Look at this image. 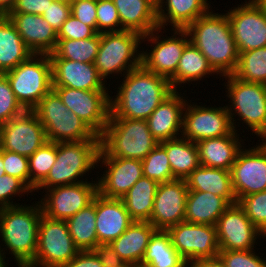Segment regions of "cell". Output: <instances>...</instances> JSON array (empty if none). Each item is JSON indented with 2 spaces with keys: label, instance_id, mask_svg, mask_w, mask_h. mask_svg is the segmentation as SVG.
Here are the masks:
<instances>
[{
  "label": "cell",
  "instance_id": "62",
  "mask_svg": "<svg viewBox=\"0 0 266 267\" xmlns=\"http://www.w3.org/2000/svg\"><path fill=\"white\" fill-rule=\"evenodd\" d=\"M262 141L266 143V136L262 139Z\"/></svg>",
  "mask_w": 266,
  "mask_h": 267
},
{
  "label": "cell",
  "instance_id": "4",
  "mask_svg": "<svg viewBox=\"0 0 266 267\" xmlns=\"http://www.w3.org/2000/svg\"><path fill=\"white\" fill-rule=\"evenodd\" d=\"M224 80L225 92L227 93L225 97L227 96L229 101L228 105H225L233 129L239 132L240 128H237L240 127V123L243 126L246 124L247 131H251V135H256L262 140L266 136V85L246 82L233 75L223 76L222 82Z\"/></svg>",
  "mask_w": 266,
  "mask_h": 267
},
{
  "label": "cell",
  "instance_id": "50",
  "mask_svg": "<svg viewBox=\"0 0 266 267\" xmlns=\"http://www.w3.org/2000/svg\"><path fill=\"white\" fill-rule=\"evenodd\" d=\"M71 15L70 3L52 1L47 6L46 12L42 15L49 25L58 33L62 24Z\"/></svg>",
  "mask_w": 266,
  "mask_h": 267
},
{
  "label": "cell",
  "instance_id": "11",
  "mask_svg": "<svg viewBox=\"0 0 266 267\" xmlns=\"http://www.w3.org/2000/svg\"><path fill=\"white\" fill-rule=\"evenodd\" d=\"M79 252L66 221L51 219L42 214L38 226L36 255L27 267H63Z\"/></svg>",
  "mask_w": 266,
  "mask_h": 267
},
{
  "label": "cell",
  "instance_id": "22",
  "mask_svg": "<svg viewBox=\"0 0 266 267\" xmlns=\"http://www.w3.org/2000/svg\"><path fill=\"white\" fill-rule=\"evenodd\" d=\"M183 94L174 90L146 119L150 132L159 143L182 135L183 112L189 97Z\"/></svg>",
  "mask_w": 266,
  "mask_h": 267
},
{
  "label": "cell",
  "instance_id": "45",
  "mask_svg": "<svg viewBox=\"0 0 266 267\" xmlns=\"http://www.w3.org/2000/svg\"><path fill=\"white\" fill-rule=\"evenodd\" d=\"M24 194H27V197L33 196V192L20 179L7 174L0 176V208L20 205L21 203L13 201L17 198H13L25 197Z\"/></svg>",
  "mask_w": 266,
  "mask_h": 267
},
{
  "label": "cell",
  "instance_id": "21",
  "mask_svg": "<svg viewBox=\"0 0 266 267\" xmlns=\"http://www.w3.org/2000/svg\"><path fill=\"white\" fill-rule=\"evenodd\" d=\"M188 191L185 180L159 183L149 222L157 230L167 231L184 221Z\"/></svg>",
  "mask_w": 266,
  "mask_h": 267
},
{
  "label": "cell",
  "instance_id": "39",
  "mask_svg": "<svg viewBox=\"0 0 266 267\" xmlns=\"http://www.w3.org/2000/svg\"><path fill=\"white\" fill-rule=\"evenodd\" d=\"M232 75L246 82L266 85V46L239 53L238 64Z\"/></svg>",
  "mask_w": 266,
  "mask_h": 267
},
{
  "label": "cell",
  "instance_id": "57",
  "mask_svg": "<svg viewBox=\"0 0 266 267\" xmlns=\"http://www.w3.org/2000/svg\"><path fill=\"white\" fill-rule=\"evenodd\" d=\"M6 255L3 254L1 251H0V267H8V263H5V262H8L6 261Z\"/></svg>",
  "mask_w": 266,
  "mask_h": 267
},
{
  "label": "cell",
  "instance_id": "3",
  "mask_svg": "<svg viewBox=\"0 0 266 267\" xmlns=\"http://www.w3.org/2000/svg\"><path fill=\"white\" fill-rule=\"evenodd\" d=\"M23 204L0 208V251L8 256L10 254L18 267H27L36 255L42 216L39 201L31 205H26L25 201Z\"/></svg>",
  "mask_w": 266,
  "mask_h": 267
},
{
  "label": "cell",
  "instance_id": "56",
  "mask_svg": "<svg viewBox=\"0 0 266 267\" xmlns=\"http://www.w3.org/2000/svg\"><path fill=\"white\" fill-rule=\"evenodd\" d=\"M5 169H4V164H3V150L0 149V176L5 175Z\"/></svg>",
  "mask_w": 266,
  "mask_h": 267
},
{
  "label": "cell",
  "instance_id": "44",
  "mask_svg": "<svg viewBox=\"0 0 266 267\" xmlns=\"http://www.w3.org/2000/svg\"><path fill=\"white\" fill-rule=\"evenodd\" d=\"M255 250H220L218 256L225 267H266L264 253L261 255L259 251V254H257Z\"/></svg>",
  "mask_w": 266,
  "mask_h": 267
},
{
  "label": "cell",
  "instance_id": "20",
  "mask_svg": "<svg viewBox=\"0 0 266 267\" xmlns=\"http://www.w3.org/2000/svg\"><path fill=\"white\" fill-rule=\"evenodd\" d=\"M97 168L105 169L96 178L98 193L106 198L121 199L143 176L142 160L138 159L98 157Z\"/></svg>",
  "mask_w": 266,
  "mask_h": 267
},
{
  "label": "cell",
  "instance_id": "53",
  "mask_svg": "<svg viewBox=\"0 0 266 267\" xmlns=\"http://www.w3.org/2000/svg\"><path fill=\"white\" fill-rule=\"evenodd\" d=\"M63 267H103V265L93 251H80Z\"/></svg>",
  "mask_w": 266,
  "mask_h": 267
},
{
  "label": "cell",
  "instance_id": "24",
  "mask_svg": "<svg viewBox=\"0 0 266 267\" xmlns=\"http://www.w3.org/2000/svg\"><path fill=\"white\" fill-rule=\"evenodd\" d=\"M5 16L33 54L49 55L54 52L58 43L57 32L42 15L6 13Z\"/></svg>",
  "mask_w": 266,
  "mask_h": 267
},
{
  "label": "cell",
  "instance_id": "48",
  "mask_svg": "<svg viewBox=\"0 0 266 267\" xmlns=\"http://www.w3.org/2000/svg\"><path fill=\"white\" fill-rule=\"evenodd\" d=\"M96 33L92 27L70 15L58 31L57 39L82 40L93 37Z\"/></svg>",
  "mask_w": 266,
  "mask_h": 267
},
{
  "label": "cell",
  "instance_id": "54",
  "mask_svg": "<svg viewBox=\"0 0 266 267\" xmlns=\"http://www.w3.org/2000/svg\"><path fill=\"white\" fill-rule=\"evenodd\" d=\"M186 267H225L219 256L186 262Z\"/></svg>",
  "mask_w": 266,
  "mask_h": 267
},
{
  "label": "cell",
  "instance_id": "55",
  "mask_svg": "<svg viewBox=\"0 0 266 267\" xmlns=\"http://www.w3.org/2000/svg\"><path fill=\"white\" fill-rule=\"evenodd\" d=\"M17 0H0V11L5 15L16 4Z\"/></svg>",
  "mask_w": 266,
  "mask_h": 267
},
{
  "label": "cell",
  "instance_id": "60",
  "mask_svg": "<svg viewBox=\"0 0 266 267\" xmlns=\"http://www.w3.org/2000/svg\"><path fill=\"white\" fill-rule=\"evenodd\" d=\"M262 3H263V5L266 7V0H260Z\"/></svg>",
  "mask_w": 266,
  "mask_h": 267
},
{
  "label": "cell",
  "instance_id": "12",
  "mask_svg": "<svg viewBox=\"0 0 266 267\" xmlns=\"http://www.w3.org/2000/svg\"><path fill=\"white\" fill-rule=\"evenodd\" d=\"M244 2L224 10L239 53L266 46V7L260 0Z\"/></svg>",
  "mask_w": 266,
  "mask_h": 267
},
{
  "label": "cell",
  "instance_id": "6",
  "mask_svg": "<svg viewBox=\"0 0 266 267\" xmlns=\"http://www.w3.org/2000/svg\"><path fill=\"white\" fill-rule=\"evenodd\" d=\"M158 143L146 120L109 118L104 132L100 135L98 157L143 160Z\"/></svg>",
  "mask_w": 266,
  "mask_h": 267
},
{
  "label": "cell",
  "instance_id": "25",
  "mask_svg": "<svg viewBox=\"0 0 266 267\" xmlns=\"http://www.w3.org/2000/svg\"><path fill=\"white\" fill-rule=\"evenodd\" d=\"M129 212L122 199L106 198L96 194V233L98 245L111 243L131 224Z\"/></svg>",
  "mask_w": 266,
  "mask_h": 267
},
{
  "label": "cell",
  "instance_id": "19",
  "mask_svg": "<svg viewBox=\"0 0 266 267\" xmlns=\"http://www.w3.org/2000/svg\"><path fill=\"white\" fill-rule=\"evenodd\" d=\"M47 138L42 123L32 110H25L0 125V149L30 157Z\"/></svg>",
  "mask_w": 266,
  "mask_h": 267
},
{
  "label": "cell",
  "instance_id": "15",
  "mask_svg": "<svg viewBox=\"0 0 266 267\" xmlns=\"http://www.w3.org/2000/svg\"><path fill=\"white\" fill-rule=\"evenodd\" d=\"M52 88L68 110L74 112L97 135L100 136L104 132L111 114L110 91H87L70 87Z\"/></svg>",
  "mask_w": 266,
  "mask_h": 267
},
{
  "label": "cell",
  "instance_id": "30",
  "mask_svg": "<svg viewBox=\"0 0 266 267\" xmlns=\"http://www.w3.org/2000/svg\"><path fill=\"white\" fill-rule=\"evenodd\" d=\"M230 205L224 197L211 192L188 191L184 221L215 226Z\"/></svg>",
  "mask_w": 266,
  "mask_h": 267
},
{
  "label": "cell",
  "instance_id": "52",
  "mask_svg": "<svg viewBox=\"0 0 266 267\" xmlns=\"http://www.w3.org/2000/svg\"><path fill=\"white\" fill-rule=\"evenodd\" d=\"M51 2V0H17L13 8L7 13L43 15Z\"/></svg>",
  "mask_w": 266,
  "mask_h": 267
},
{
  "label": "cell",
  "instance_id": "36",
  "mask_svg": "<svg viewBox=\"0 0 266 267\" xmlns=\"http://www.w3.org/2000/svg\"><path fill=\"white\" fill-rule=\"evenodd\" d=\"M69 233L80 251H92L98 245L96 233V195L92 202L66 220Z\"/></svg>",
  "mask_w": 266,
  "mask_h": 267
},
{
  "label": "cell",
  "instance_id": "34",
  "mask_svg": "<svg viewBox=\"0 0 266 267\" xmlns=\"http://www.w3.org/2000/svg\"><path fill=\"white\" fill-rule=\"evenodd\" d=\"M159 144L166 150L174 179L185 180L200 165L195 142L181 136Z\"/></svg>",
  "mask_w": 266,
  "mask_h": 267
},
{
  "label": "cell",
  "instance_id": "14",
  "mask_svg": "<svg viewBox=\"0 0 266 267\" xmlns=\"http://www.w3.org/2000/svg\"><path fill=\"white\" fill-rule=\"evenodd\" d=\"M70 185H59L41 191L43 198L38 199L42 214L51 218L64 220L71 218L81 209L89 205L98 193L97 178L93 181Z\"/></svg>",
  "mask_w": 266,
  "mask_h": 267
},
{
  "label": "cell",
  "instance_id": "31",
  "mask_svg": "<svg viewBox=\"0 0 266 267\" xmlns=\"http://www.w3.org/2000/svg\"><path fill=\"white\" fill-rule=\"evenodd\" d=\"M185 181L189 191L211 192L224 197L230 204L237 203L230 170L199 165Z\"/></svg>",
  "mask_w": 266,
  "mask_h": 267
},
{
  "label": "cell",
  "instance_id": "13",
  "mask_svg": "<svg viewBox=\"0 0 266 267\" xmlns=\"http://www.w3.org/2000/svg\"><path fill=\"white\" fill-rule=\"evenodd\" d=\"M190 102V103H189ZM188 99L183 112L182 137L191 142L230 135L234 129L226 106L210 107ZM201 103V104H200ZM207 106V107H206Z\"/></svg>",
  "mask_w": 266,
  "mask_h": 267
},
{
  "label": "cell",
  "instance_id": "18",
  "mask_svg": "<svg viewBox=\"0 0 266 267\" xmlns=\"http://www.w3.org/2000/svg\"><path fill=\"white\" fill-rule=\"evenodd\" d=\"M167 232L173 247L186 262L215 258L219 254L215 226L182 221L170 227Z\"/></svg>",
  "mask_w": 266,
  "mask_h": 267
},
{
  "label": "cell",
  "instance_id": "2",
  "mask_svg": "<svg viewBox=\"0 0 266 267\" xmlns=\"http://www.w3.org/2000/svg\"><path fill=\"white\" fill-rule=\"evenodd\" d=\"M185 30L190 42L207 58L219 77L235 72L239 52L226 13H215L211 9Z\"/></svg>",
  "mask_w": 266,
  "mask_h": 267
},
{
  "label": "cell",
  "instance_id": "40",
  "mask_svg": "<svg viewBox=\"0 0 266 267\" xmlns=\"http://www.w3.org/2000/svg\"><path fill=\"white\" fill-rule=\"evenodd\" d=\"M30 190L34 194L35 188L46 178L56 161V143L47 141L29 158Z\"/></svg>",
  "mask_w": 266,
  "mask_h": 267
},
{
  "label": "cell",
  "instance_id": "61",
  "mask_svg": "<svg viewBox=\"0 0 266 267\" xmlns=\"http://www.w3.org/2000/svg\"><path fill=\"white\" fill-rule=\"evenodd\" d=\"M4 14L0 11V20L3 18Z\"/></svg>",
  "mask_w": 266,
  "mask_h": 267
},
{
  "label": "cell",
  "instance_id": "26",
  "mask_svg": "<svg viewBox=\"0 0 266 267\" xmlns=\"http://www.w3.org/2000/svg\"><path fill=\"white\" fill-rule=\"evenodd\" d=\"M242 134L235 130L226 136L204 139L196 143L200 165L231 170L238 152L244 147ZM241 137V138H240Z\"/></svg>",
  "mask_w": 266,
  "mask_h": 267
},
{
  "label": "cell",
  "instance_id": "43",
  "mask_svg": "<svg viewBox=\"0 0 266 267\" xmlns=\"http://www.w3.org/2000/svg\"><path fill=\"white\" fill-rule=\"evenodd\" d=\"M24 111L25 109L17 101L6 75L0 73V125Z\"/></svg>",
  "mask_w": 266,
  "mask_h": 267
},
{
  "label": "cell",
  "instance_id": "16",
  "mask_svg": "<svg viewBox=\"0 0 266 267\" xmlns=\"http://www.w3.org/2000/svg\"><path fill=\"white\" fill-rule=\"evenodd\" d=\"M238 152L231 167V180L237 202L244 196L266 190V143L262 140Z\"/></svg>",
  "mask_w": 266,
  "mask_h": 267
},
{
  "label": "cell",
  "instance_id": "8",
  "mask_svg": "<svg viewBox=\"0 0 266 267\" xmlns=\"http://www.w3.org/2000/svg\"><path fill=\"white\" fill-rule=\"evenodd\" d=\"M45 129L47 141L77 142L94 139L97 134L74 112L68 110L52 89L32 109Z\"/></svg>",
  "mask_w": 266,
  "mask_h": 267
},
{
  "label": "cell",
  "instance_id": "49",
  "mask_svg": "<svg viewBox=\"0 0 266 267\" xmlns=\"http://www.w3.org/2000/svg\"><path fill=\"white\" fill-rule=\"evenodd\" d=\"M71 15L97 32V0H72Z\"/></svg>",
  "mask_w": 266,
  "mask_h": 267
},
{
  "label": "cell",
  "instance_id": "42",
  "mask_svg": "<svg viewBox=\"0 0 266 267\" xmlns=\"http://www.w3.org/2000/svg\"><path fill=\"white\" fill-rule=\"evenodd\" d=\"M238 204L251 222L266 236V190L244 196Z\"/></svg>",
  "mask_w": 266,
  "mask_h": 267
},
{
  "label": "cell",
  "instance_id": "23",
  "mask_svg": "<svg viewBox=\"0 0 266 267\" xmlns=\"http://www.w3.org/2000/svg\"><path fill=\"white\" fill-rule=\"evenodd\" d=\"M50 60L52 64V87H70L87 91L110 90V85L99 76L94 64L75 62L69 59Z\"/></svg>",
  "mask_w": 266,
  "mask_h": 267
},
{
  "label": "cell",
  "instance_id": "1",
  "mask_svg": "<svg viewBox=\"0 0 266 267\" xmlns=\"http://www.w3.org/2000/svg\"><path fill=\"white\" fill-rule=\"evenodd\" d=\"M110 96V118L146 120L174 90L170 80L142 65L123 76Z\"/></svg>",
  "mask_w": 266,
  "mask_h": 267
},
{
  "label": "cell",
  "instance_id": "33",
  "mask_svg": "<svg viewBox=\"0 0 266 267\" xmlns=\"http://www.w3.org/2000/svg\"><path fill=\"white\" fill-rule=\"evenodd\" d=\"M33 53L24 44L11 21L4 15L0 20V73L14 69Z\"/></svg>",
  "mask_w": 266,
  "mask_h": 267
},
{
  "label": "cell",
  "instance_id": "5",
  "mask_svg": "<svg viewBox=\"0 0 266 267\" xmlns=\"http://www.w3.org/2000/svg\"><path fill=\"white\" fill-rule=\"evenodd\" d=\"M99 151V135L92 140L56 143V161L34 192L88 181L89 171L91 174L94 168L97 169Z\"/></svg>",
  "mask_w": 266,
  "mask_h": 267
},
{
  "label": "cell",
  "instance_id": "35",
  "mask_svg": "<svg viewBox=\"0 0 266 267\" xmlns=\"http://www.w3.org/2000/svg\"><path fill=\"white\" fill-rule=\"evenodd\" d=\"M158 184L142 176L121 198L133 221L149 222Z\"/></svg>",
  "mask_w": 266,
  "mask_h": 267
},
{
  "label": "cell",
  "instance_id": "28",
  "mask_svg": "<svg viewBox=\"0 0 266 267\" xmlns=\"http://www.w3.org/2000/svg\"><path fill=\"white\" fill-rule=\"evenodd\" d=\"M117 8L121 31L149 34L159 27L156 0H113Z\"/></svg>",
  "mask_w": 266,
  "mask_h": 267
},
{
  "label": "cell",
  "instance_id": "17",
  "mask_svg": "<svg viewBox=\"0 0 266 267\" xmlns=\"http://www.w3.org/2000/svg\"><path fill=\"white\" fill-rule=\"evenodd\" d=\"M215 227L220 250L258 249L256 245L260 241L257 239H266L265 234L251 222L238 202L231 204L223 212Z\"/></svg>",
  "mask_w": 266,
  "mask_h": 267
},
{
  "label": "cell",
  "instance_id": "7",
  "mask_svg": "<svg viewBox=\"0 0 266 267\" xmlns=\"http://www.w3.org/2000/svg\"><path fill=\"white\" fill-rule=\"evenodd\" d=\"M142 37L140 33L129 30L101 33L94 65L105 83L110 77L120 79L141 66Z\"/></svg>",
  "mask_w": 266,
  "mask_h": 267
},
{
  "label": "cell",
  "instance_id": "58",
  "mask_svg": "<svg viewBox=\"0 0 266 267\" xmlns=\"http://www.w3.org/2000/svg\"><path fill=\"white\" fill-rule=\"evenodd\" d=\"M129 267H151L147 264H143V263H136V264H133V265H129Z\"/></svg>",
  "mask_w": 266,
  "mask_h": 267
},
{
  "label": "cell",
  "instance_id": "37",
  "mask_svg": "<svg viewBox=\"0 0 266 267\" xmlns=\"http://www.w3.org/2000/svg\"><path fill=\"white\" fill-rule=\"evenodd\" d=\"M141 263L151 267H186V261L172 245L170 234L163 230L153 234Z\"/></svg>",
  "mask_w": 266,
  "mask_h": 267
},
{
  "label": "cell",
  "instance_id": "59",
  "mask_svg": "<svg viewBox=\"0 0 266 267\" xmlns=\"http://www.w3.org/2000/svg\"><path fill=\"white\" fill-rule=\"evenodd\" d=\"M55 2H62V3H71L72 0H51Z\"/></svg>",
  "mask_w": 266,
  "mask_h": 267
},
{
  "label": "cell",
  "instance_id": "10",
  "mask_svg": "<svg viewBox=\"0 0 266 267\" xmlns=\"http://www.w3.org/2000/svg\"><path fill=\"white\" fill-rule=\"evenodd\" d=\"M162 30L166 32L158 27L142 37V43L146 44L148 48L150 46L151 50L149 49L148 52L142 46L141 65L156 75L170 79L176 73L182 52L190 42V38L185 29H169L172 31L171 36L163 35Z\"/></svg>",
  "mask_w": 266,
  "mask_h": 267
},
{
  "label": "cell",
  "instance_id": "41",
  "mask_svg": "<svg viewBox=\"0 0 266 267\" xmlns=\"http://www.w3.org/2000/svg\"><path fill=\"white\" fill-rule=\"evenodd\" d=\"M143 176L158 183L175 180L166 150L158 143L153 150L142 160Z\"/></svg>",
  "mask_w": 266,
  "mask_h": 267
},
{
  "label": "cell",
  "instance_id": "38",
  "mask_svg": "<svg viewBox=\"0 0 266 267\" xmlns=\"http://www.w3.org/2000/svg\"><path fill=\"white\" fill-rule=\"evenodd\" d=\"M100 41L101 33L82 40L58 39L56 49L49 54V57L50 59H69L75 62L94 64Z\"/></svg>",
  "mask_w": 266,
  "mask_h": 267
},
{
  "label": "cell",
  "instance_id": "27",
  "mask_svg": "<svg viewBox=\"0 0 266 267\" xmlns=\"http://www.w3.org/2000/svg\"><path fill=\"white\" fill-rule=\"evenodd\" d=\"M210 3L208 0H157L159 27L168 30L166 27L171 25V29H186L211 10Z\"/></svg>",
  "mask_w": 266,
  "mask_h": 267
},
{
  "label": "cell",
  "instance_id": "32",
  "mask_svg": "<svg viewBox=\"0 0 266 267\" xmlns=\"http://www.w3.org/2000/svg\"><path fill=\"white\" fill-rule=\"evenodd\" d=\"M209 75L211 77L215 75V78L217 76V79L221 80V77H218V74L209 65L207 58L189 42L182 52L176 73L169 80L173 90L179 91L181 87L183 90V87L189 83L193 84L197 81V85L205 77L209 78Z\"/></svg>",
  "mask_w": 266,
  "mask_h": 267
},
{
  "label": "cell",
  "instance_id": "29",
  "mask_svg": "<svg viewBox=\"0 0 266 267\" xmlns=\"http://www.w3.org/2000/svg\"><path fill=\"white\" fill-rule=\"evenodd\" d=\"M157 229L150 222L133 221L113 242L114 251L129 265L140 263Z\"/></svg>",
  "mask_w": 266,
  "mask_h": 267
},
{
  "label": "cell",
  "instance_id": "47",
  "mask_svg": "<svg viewBox=\"0 0 266 267\" xmlns=\"http://www.w3.org/2000/svg\"><path fill=\"white\" fill-rule=\"evenodd\" d=\"M3 164L7 175L20 179L30 189L28 157L3 150Z\"/></svg>",
  "mask_w": 266,
  "mask_h": 267
},
{
  "label": "cell",
  "instance_id": "9",
  "mask_svg": "<svg viewBox=\"0 0 266 267\" xmlns=\"http://www.w3.org/2000/svg\"><path fill=\"white\" fill-rule=\"evenodd\" d=\"M4 74L25 110H32L53 89L52 64L47 54H33Z\"/></svg>",
  "mask_w": 266,
  "mask_h": 267
},
{
  "label": "cell",
  "instance_id": "46",
  "mask_svg": "<svg viewBox=\"0 0 266 267\" xmlns=\"http://www.w3.org/2000/svg\"><path fill=\"white\" fill-rule=\"evenodd\" d=\"M118 31L121 24L113 0H97V33Z\"/></svg>",
  "mask_w": 266,
  "mask_h": 267
},
{
  "label": "cell",
  "instance_id": "51",
  "mask_svg": "<svg viewBox=\"0 0 266 267\" xmlns=\"http://www.w3.org/2000/svg\"><path fill=\"white\" fill-rule=\"evenodd\" d=\"M92 251L98 256L103 267H129L109 243H100Z\"/></svg>",
  "mask_w": 266,
  "mask_h": 267
}]
</instances>
